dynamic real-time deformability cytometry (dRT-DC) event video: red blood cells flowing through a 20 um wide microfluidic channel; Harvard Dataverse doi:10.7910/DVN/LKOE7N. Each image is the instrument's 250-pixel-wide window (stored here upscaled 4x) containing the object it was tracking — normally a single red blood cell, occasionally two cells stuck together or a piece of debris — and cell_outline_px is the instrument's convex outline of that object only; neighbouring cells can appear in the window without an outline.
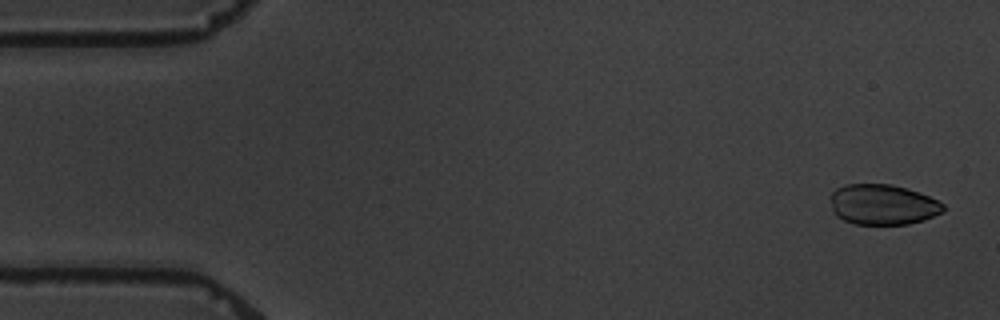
{"species": "common noctule bat (a hibernating species)", "species_latin": "Nyctalus noctula", "temperature_condition": "warm", "stored_images_in_passage": 4, "camera_frame_rate_fps": 3000, "um_per_image_px": 0.085, "animal": {"sex": "male", "body_mass_g": 19.5, "forearm_length_mm": 54.6}, "frame": {"image": 1, "passage_image": 1, "time_ms": 0.0, "image_size_px": [1000, 320], "cell_outline_px": [[944, 208], [940, 212], [924, 220], [908, 224], [856, 224], [844, 220], [836, 216], [832, 212], [832, 192], [836, 188], [844, 184], [892, 184], [928, 196], [944, 204]], "centroid_in_image_um": [74.99, 17.39], "position_along_channel_um": 10.0, "area_um2": 26.3}}
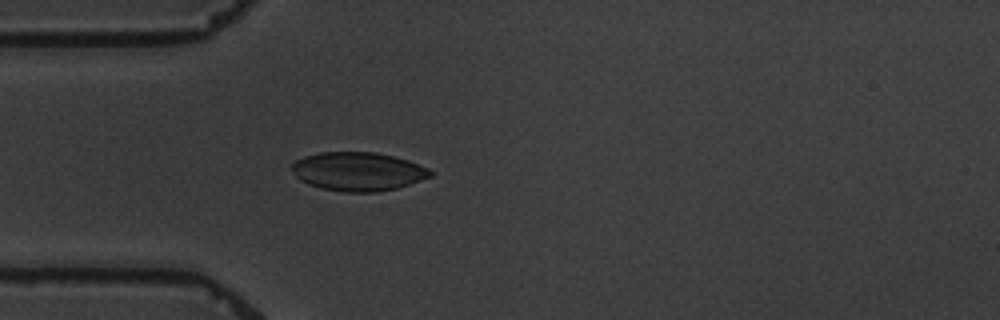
{"frame": {"image": 2, "passage_image": 4, "time_ms": 4.667, "image_size_px": [1000, 320], "cell_outline_px": [[432, 176], [396, 188], [376, 192], [344, 192], [320, 188], [308, 184], [300, 180], [296, 176], [288, 164], [292, 160], [304, 156], [320, 152], [376, 152], [408, 160], [428, 168], [432, 172]], "centroid_in_image_um": [30.36, 14.57], "position_along_channel_um": 54.6, "area_um2": 31.39}}